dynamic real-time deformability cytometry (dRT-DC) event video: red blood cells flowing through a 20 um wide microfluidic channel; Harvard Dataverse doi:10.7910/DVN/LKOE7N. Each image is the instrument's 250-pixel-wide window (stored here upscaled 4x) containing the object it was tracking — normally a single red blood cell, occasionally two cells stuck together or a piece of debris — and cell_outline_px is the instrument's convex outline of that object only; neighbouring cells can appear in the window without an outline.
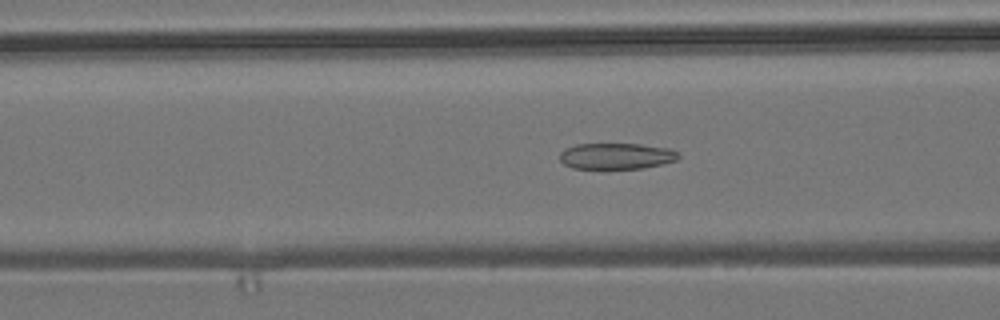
{"species": "common noctule bat (a hibernating species)", "species_latin": "Nyctalus noctula", "temperature_condition": "room temperature", "stored_images_in_passage": 37, "camera_frame_rate_fps": 3000, "um_per_image_px": 0.085, "animal": {"sex": "male", "body_mass_g": 19.2, "forearm_length_mm": 51.8}, "frame": {"image": 1, "passage_image": 4, "time_ms": 1.0, "image_size_px": [1000, 320], "cell_outline_px": [[680, 156], [676, 160], [644, 168], [608, 172], [604, 172], [572, 168], [564, 164], [560, 160], [560, 152], [564, 148], [576, 144], [640, 144], [668, 148], [676, 152]], "centroid_in_image_um": [52.31, 13.32], "position_along_channel_um": 114.3, "area_um2": 19.02}}
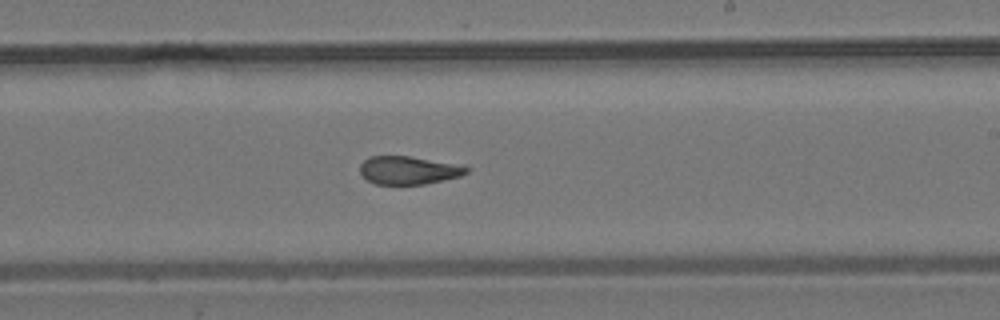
{"frame": {"image": 2, "passage_image": 15, "time_ms": 4.667, "image_size_px": [1000, 320], "cell_outline_px": [[472, 168], [468, 172], [460, 176], [444, 180], [424, 184], [376, 184], [368, 180], [360, 172], [360, 164], [368, 156], [408, 156], [468, 164]], "centroid_in_image_um": [34.83, 14.45], "position_along_channel_um": 254.2, "area_um2": 17.86}}
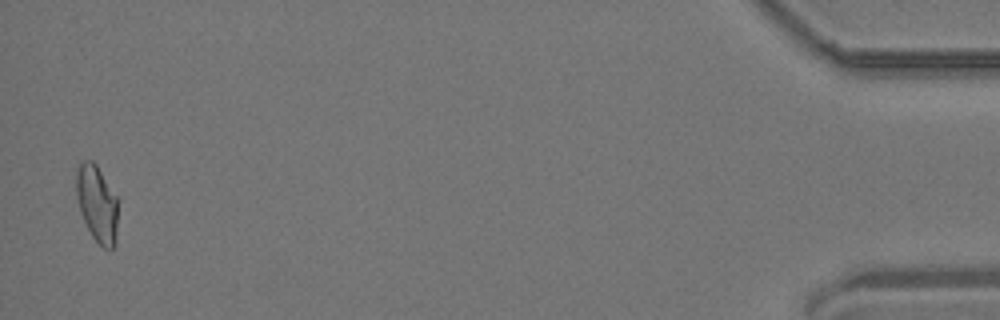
{"frame": {"image": 3, "passage_image": 36, "time_ms": 11.667, "image_size_px": [1000, 320], "cell_outline_px": [[120, 196], [116, 244], [112, 248], [104, 248], [92, 236], [80, 212], [76, 196], [76, 172], [80, 164], [84, 160], [92, 160], [96, 164]], "centroid_in_image_um": [8.31, 17.29], "position_along_channel_um": 426.9, "area_um2": 19.42}}